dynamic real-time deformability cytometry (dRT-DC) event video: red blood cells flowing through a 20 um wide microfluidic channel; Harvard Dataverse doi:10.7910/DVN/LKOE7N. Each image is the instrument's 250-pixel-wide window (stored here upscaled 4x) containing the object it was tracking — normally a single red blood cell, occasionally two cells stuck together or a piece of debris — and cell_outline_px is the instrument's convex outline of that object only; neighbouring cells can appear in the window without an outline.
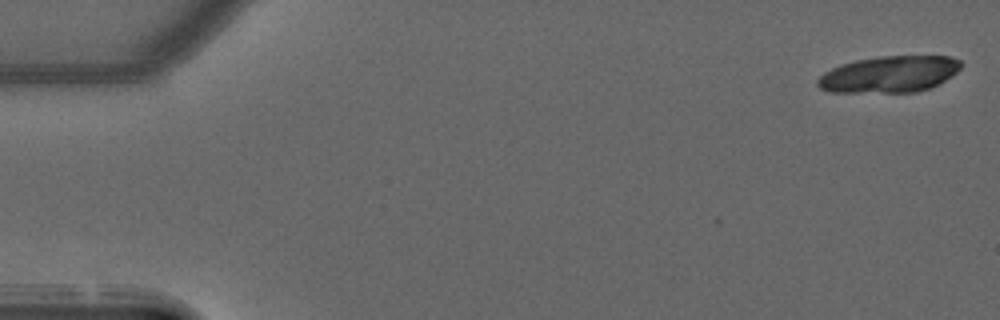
{"species": "common noctule bat (a hibernating species)", "species_latin": "Nyctalus noctula", "temperature_condition": "warm", "stored_images_in_passage": 5, "camera_frame_rate_fps": 3000, "um_per_image_px": 0.085, "animal": {"sex": "male", "forearm_length_mm": 52.5}, "frame": {"image": 1, "passage_image": 1, "time_ms": 0.0, "image_size_px": [1000, 320], "cell_outline_px": [[964, 64], [952, 76], [928, 88], [916, 92], [828, 92], [820, 88], [816, 84], [816, 80], [824, 72], [840, 64], [856, 60], [880, 56], [952, 56], [960, 60]], "centroid_in_image_um": [75.58, 6.3], "position_along_channel_um": 9.4, "area_um2": 30.52}}